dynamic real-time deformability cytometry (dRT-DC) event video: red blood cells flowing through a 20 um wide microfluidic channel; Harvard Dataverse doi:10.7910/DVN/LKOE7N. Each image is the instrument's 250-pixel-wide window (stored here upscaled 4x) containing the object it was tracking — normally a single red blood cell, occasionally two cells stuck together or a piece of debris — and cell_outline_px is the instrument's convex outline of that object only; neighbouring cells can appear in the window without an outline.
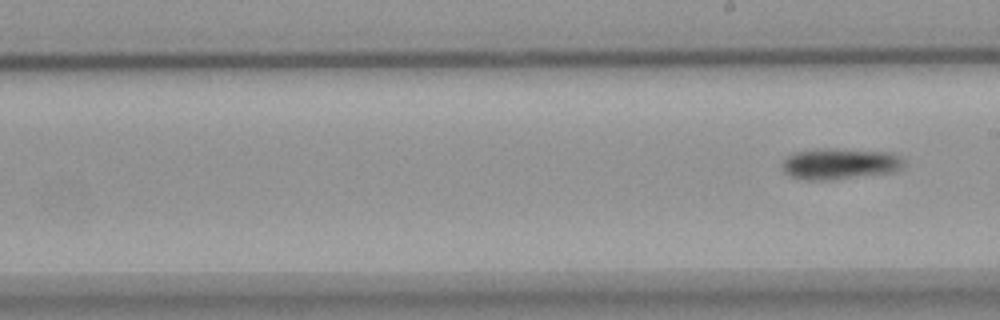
{"species": "common noctule bat (a hibernating species)", "species_latin": "Nyctalus noctula", "temperature_condition": "warm", "stored_images_in_passage": 8, "segment_of_instrument_passage": [2, 2], "camera_frame_rate_fps": 3000, "um_per_image_px": 0.085, "animal": {"sex": "female", "body_mass_g": 18.4}, "frame": {"image": 1, "passage_image": 8, "time_ms": 9.0, "image_size_px": [1000, 320], "cell_outline_px": [[904, 164], [896, 172], [828, 180], [808, 180], [788, 176], [780, 168], [780, 164], [784, 156], [792, 152], [820, 148], [836, 148], [892, 152], [900, 156], [904, 160]], "centroid_in_image_um": [71.32, 13.91], "position_along_channel_um": 217.7, "area_um2": 22.72}}